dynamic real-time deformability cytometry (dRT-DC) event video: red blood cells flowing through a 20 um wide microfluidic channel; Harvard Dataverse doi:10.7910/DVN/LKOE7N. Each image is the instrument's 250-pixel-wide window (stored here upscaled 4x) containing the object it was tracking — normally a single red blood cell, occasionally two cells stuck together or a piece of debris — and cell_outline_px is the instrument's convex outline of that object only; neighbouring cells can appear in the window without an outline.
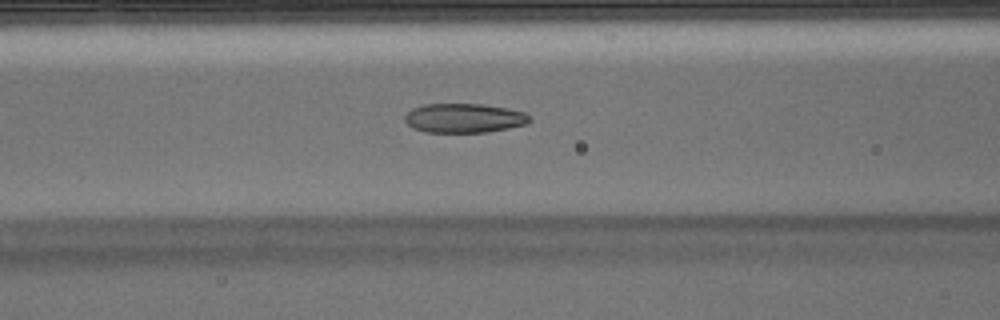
{"species": "Egyptian fruit bat (a non-hibernating species)", "species_latin": "Rousettus aegyptiacus", "temperature_condition": "warm", "stored_images_in_passage": 35, "camera_frame_rate_fps": 3000, "um_per_image_px": 0.085, "animal": {"sex": "male"}, "frame": {"image": 1, "passage_image": 5, "time_ms": 1.333, "image_size_px": [1000, 320], "cell_outline_px": [[532, 120], [528, 124], [508, 128], [484, 132], [428, 132], [412, 128], [404, 120], [404, 116], [412, 108], [424, 104], [484, 104], [508, 108], [524, 112]], "centroid_in_image_um": [39.45, 10.03], "position_along_channel_um": 127.2, "area_um2": 21.33}}
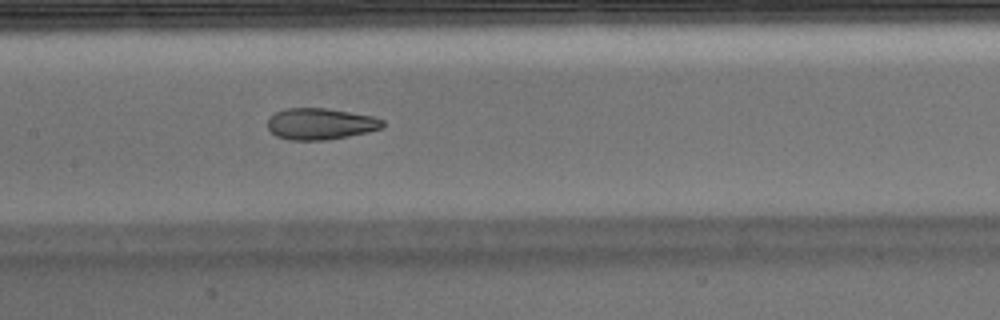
{"frame": {"image": 2, "passage_image": 9, "time_ms": 2.667, "image_size_px": [1000, 320], "cell_outline_px": [[384, 128], [368, 132], [328, 140], [288, 140], [276, 136], [268, 128], [268, 120], [276, 112], [288, 108], [324, 108], [372, 116], [384, 120]], "centroid_in_image_um": [27.26, 10.54], "position_along_channel_um": 180.1, "area_um2": 20.98}}
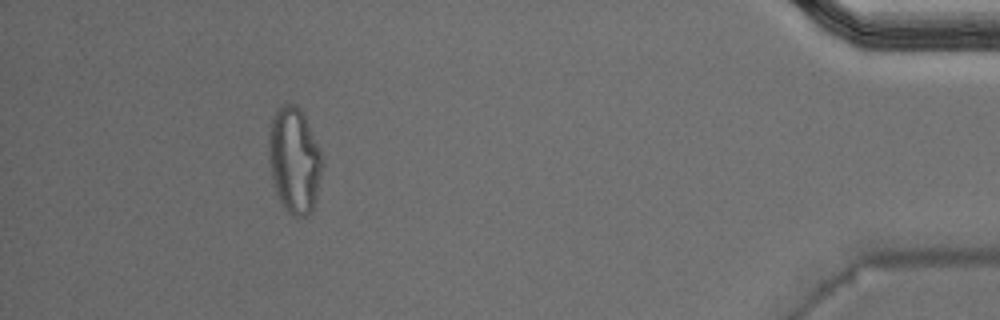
{"frame": {"image": 3, "passage_image": 31, "time_ms": 10.0, "image_size_px": [1000, 320], "cell_outline_px": [[324, 164], [312, 212], [304, 216], [292, 216], [288, 212], [280, 200], [272, 184], [268, 152], [268, 140], [272, 116], [276, 108], [284, 104], [296, 104], [304, 112], [320, 152]], "centroid_in_image_um": [25.0, 13.59], "position_along_channel_um": 410.2, "area_um2": 33.29}}